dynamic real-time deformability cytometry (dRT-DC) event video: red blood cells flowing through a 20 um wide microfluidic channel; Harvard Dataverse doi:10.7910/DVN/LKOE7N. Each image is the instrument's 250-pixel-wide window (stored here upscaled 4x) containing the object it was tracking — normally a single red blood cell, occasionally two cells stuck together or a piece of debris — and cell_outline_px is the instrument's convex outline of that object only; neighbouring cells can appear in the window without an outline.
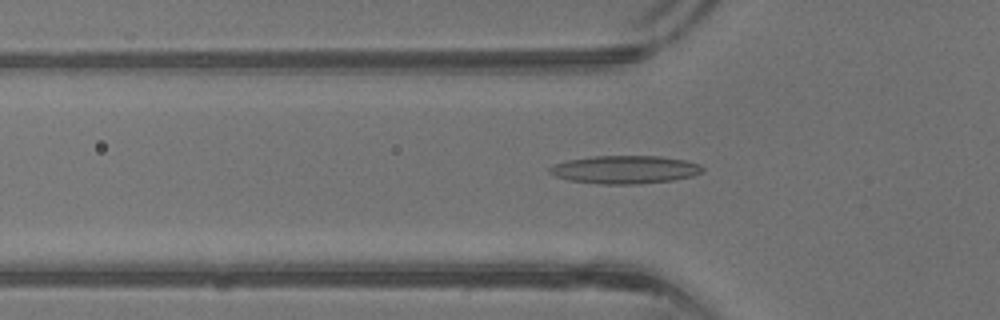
{"species": "common noctule bat (a hibernating species)", "species_latin": "Nyctalus noctula", "temperature_condition": "warm", "stored_images_in_passage": 41, "camera_frame_rate_fps": 3000, "um_per_image_px": 0.085, "animal": {"sex": "male", "body_mass_g": 13.3}, "frame": {"image": 1, "passage_image": 14, "time_ms": 4.333, "image_size_px": [1000, 320], "cell_outline_px": [[704, 172], [692, 176], [672, 180], [636, 184], [600, 184], [568, 180], [556, 176], [548, 172], [548, 168], [552, 164], [568, 160], [592, 156], [660, 156], [684, 160], [700, 164], [704, 168]], "centroid_in_image_um": [53.1, 14.41], "position_along_channel_um": 72.7, "area_um2": 25.09}}
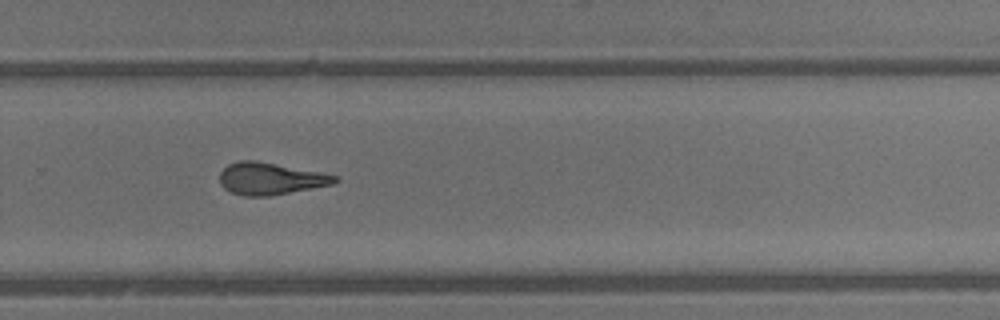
{"frame": {"image": 2, "passage_image": 28, "time_ms": 9.0, "image_size_px": [1000, 320], "cell_outline_px": [[340, 180], [336, 184], [268, 196], [244, 196], [232, 192], [224, 188], [220, 184], [220, 172], [228, 164], [240, 160], [256, 160], [320, 172], [336, 176]], "centroid_in_image_um": [22.99, 15.18], "position_along_channel_um": 306.8, "area_um2": 21.5}}
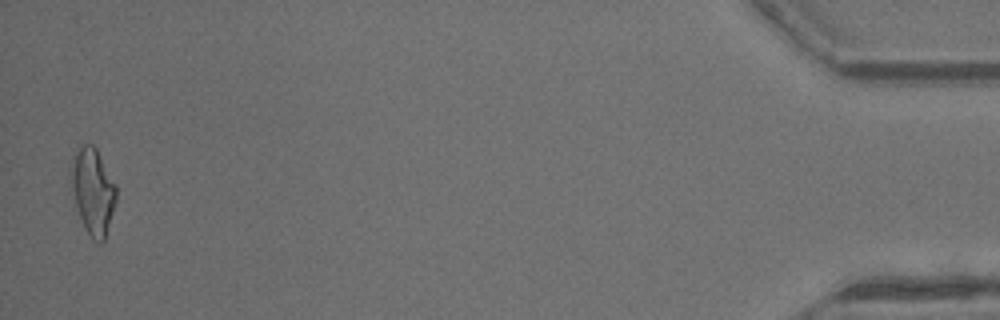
{"frame": {"image": 3, "passage_image": 41, "time_ms": 13.333, "image_size_px": [1000, 320], "cell_outline_px": [[116, 200], [104, 240], [100, 244], [96, 244], [92, 240], [68, 192], [68, 172], [72, 156], [84, 144], [92, 144], [96, 148], [116, 184]], "centroid_in_image_um": [7.82, 16.23], "position_along_channel_um": 427.4, "area_um2": 23.29}}